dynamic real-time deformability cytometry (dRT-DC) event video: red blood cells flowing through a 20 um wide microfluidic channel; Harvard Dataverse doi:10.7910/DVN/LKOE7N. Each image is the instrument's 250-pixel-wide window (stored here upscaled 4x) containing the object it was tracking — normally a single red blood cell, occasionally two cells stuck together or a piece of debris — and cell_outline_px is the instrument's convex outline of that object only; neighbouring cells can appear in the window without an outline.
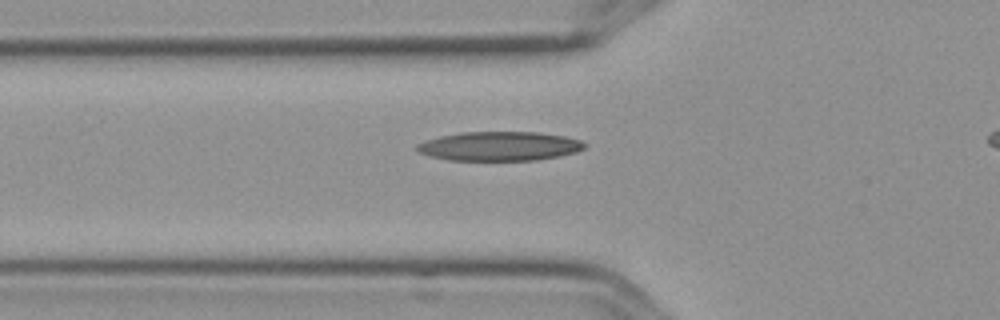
{"species": "Egyptian fruit bat (a non-hibernating species)", "species_latin": "Rousettus aegyptiacus", "temperature_condition": "cold", "stored_images_in_passage": 3, "camera_frame_rate_fps": 3000, "um_per_image_px": 0.085, "frame": {"image": 1, "passage_image": 3, "time_ms": 0.667, "image_size_px": [1000, 320], "cell_outline_px": [[588, 144], [584, 148], [576, 152], [560, 156], [536, 160], [448, 160], [428, 156], [420, 152], [416, 148], [416, 144], [424, 140], [440, 136], [460, 132], [540, 132], [564, 136], [580, 140]], "centroid_in_image_um": [42.45, 12.42], "position_along_channel_um": 83.4, "area_um2": 28.67}}